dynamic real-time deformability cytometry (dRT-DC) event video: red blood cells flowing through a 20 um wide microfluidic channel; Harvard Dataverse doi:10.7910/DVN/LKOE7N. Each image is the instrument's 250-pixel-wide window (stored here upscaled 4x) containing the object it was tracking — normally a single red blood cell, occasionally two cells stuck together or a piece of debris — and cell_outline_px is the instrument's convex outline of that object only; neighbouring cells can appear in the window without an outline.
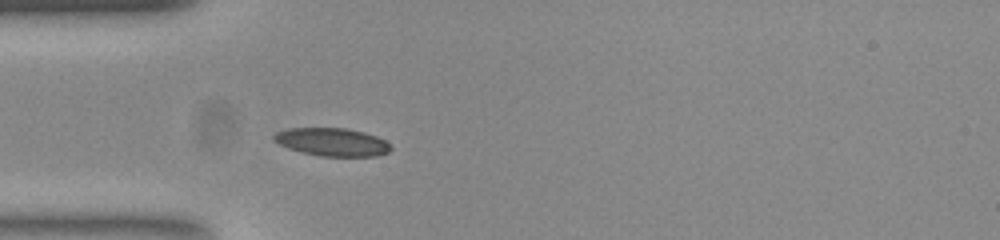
{"species": "common noctule bat (a hibernating species)", "species_latin": "Nyctalus noctula", "temperature_condition": "room temperature", "stored_images_in_passage": 40, "camera_frame_rate_fps": 3000, "um_per_image_px": 0.085, "animal": {"sex": "female", "body_mass_g": 23.0, "forearm_length_mm": 53.4}, "frame": {"image": 1, "passage_image": 1, "time_ms": 0.0, "image_size_px": [1000, 240], "cell_outline_px": [[392, 148], [388, 152], [376, 156], [320, 156], [288, 148], [272, 140], [272, 136], [276, 132], [288, 128], [344, 128], [364, 132], [376, 136], [384, 140]], "centroid_in_image_um": [28.21, 12.06], "position_along_channel_um": 56.8, "area_um2": 18.96}}
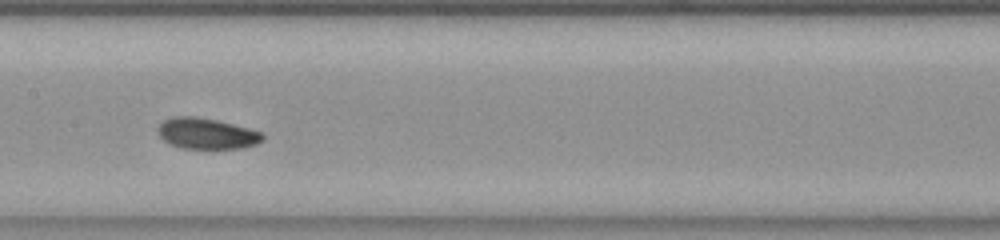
{"frame": {"image": 2, "passage_image": 12, "time_ms": 3.667, "image_size_px": [1000, 240], "cell_outline_px": [[264, 140], [256, 144], [244, 148], [180, 148], [168, 144], [160, 136], [156, 128], [164, 120], [172, 116], [196, 116], [216, 120], [248, 128], [260, 132], [264, 136]], "centroid_in_image_um": [17.53, 11.35], "position_along_channel_um": 189.9, "area_um2": 18.9}}
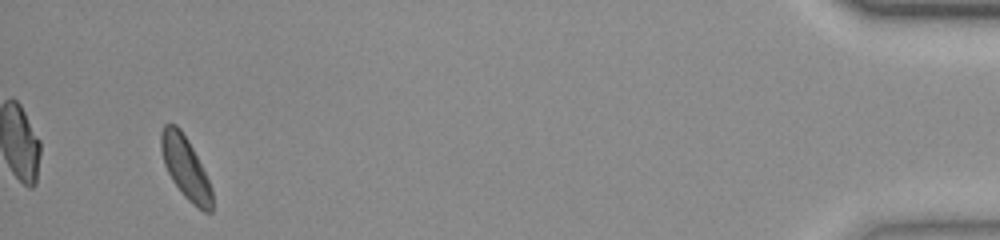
{"frame": {"image": 3, "passage_image": 37, "time_ms": 12.0, "image_size_px": [1000, 240], "cell_outline_px": [[212, 212], [204, 212], [192, 204], [184, 196], [172, 180], [164, 164], [160, 148], [160, 132], [164, 124], [176, 124], [180, 128], [188, 140], [208, 180], [212, 192]], "centroid_in_image_um": [15.73, 14.24], "position_along_channel_um": 419.5, "area_um2": 18.26}, "authors_computed_cell_mechanics": {"area_um2": 18.7561, "velocity_mm_per_s": 3.7247, "shape_relaxation_time_tau1_ms": 5.2471, "shape_relaxation_time_tau2_ms": 6.199, "deformation_change_tau1": 0.1349, "deformation_change_tau2": 0.102}}